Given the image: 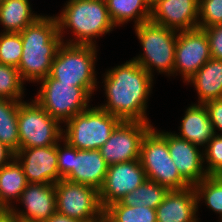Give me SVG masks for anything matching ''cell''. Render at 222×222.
I'll return each mask as SVG.
<instances>
[{
  "mask_svg": "<svg viewBox=\"0 0 222 222\" xmlns=\"http://www.w3.org/2000/svg\"><path fill=\"white\" fill-rule=\"evenodd\" d=\"M152 78L134 60L114 67L105 75L104 90L108 100L100 107L121 121L149 122L145 111Z\"/></svg>",
  "mask_w": 222,
  "mask_h": 222,
  "instance_id": "cell-1",
  "label": "cell"
},
{
  "mask_svg": "<svg viewBox=\"0 0 222 222\" xmlns=\"http://www.w3.org/2000/svg\"><path fill=\"white\" fill-rule=\"evenodd\" d=\"M20 35L23 50L18 72L23 81L39 82L50 74L57 50L63 43L57 18L40 16Z\"/></svg>",
  "mask_w": 222,
  "mask_h": 222,
  "instance_id": "cell-2",
  "label": "cell"
},
{
  "mask_svg": "<svg viewBox=\"0 0 222 222\" xmlns=\"http://www.w3.org/2000/svg\"><path fill=\"white\" fill-rule=\"evenodd\" d=\"M56 18L61 39L67 27L77 36L75 42L71 40L67 44L95 45L94 37L112 31L115 26L105 0H69Z\"/></svg>",
  "mask_w": 222,
  "mask_h": 222,
  "instance_id": "cell-3",
  "label": "cell"
},
{
  "mask_svg": "<svg viewBox=\"0 0 222 222\" xmlns=\"http://www.w3.org/2000/svg\"><path fill=\"white\" fill-rule=\"evenodd\" d=\"M95 46L63 42L57 50L49 75L61 83L82 87L92 96L97 86Z\"/></svg>",
  "mask_w": 222,
  "mask_h": 222,
  "instance_id": "cell-4",
  "label": "cell"
},
{
  "mask_svg": "<svg viewBox=\"0 0 222 222\" xmlns=\"http://www.w3.org/2000/svg\"><path fill=\"white\" fill-rule=\"evenodd\" d=\"M139 160L148 180L155 181L169 190L191 187L180 175L170 157L167 132H158L152 126L142 140Z\"/></svg>",
  "mask_w": 222,
  "mask_h": 222,
  "instance_id": "cell-5",
  "label": "cell"
},
{
  "mask_svg": "<svg viewBox=\"0 0 222 222\" xmlns=\"http://www.w3.org/2000/svg\"><path fill=\"white\" fill-rule=\"evenodd\" d=\"M122 121L101 107L87 108L69 119L64 137L78 150L99 149Z\"/></svg>",
  "mask_w": 222,
  "mask_h": 222,
  "instance_id": "cell-6",
  "label": "cell"
},
{
  "mask_svg": "<svg viewBox=\"0 0 222 222\" xmlns=\"http://www.w3.org/2000/svg\"><path fill=\"white\" fill-rule=\"evenodd\" d=\"M135 32L145 54L144 56L141 54L133 60L142 66L151 77H153V66L159 73L173 74L178 31L147 21L135 26Z\"/></svg>",
  "mask_w": 222,
  "mask_h": 222,
  "instance_id": "cell-7",
  "label": "cell"
},
{
  "mask_svg": "<svg viewBox=\"0 0 222 222\" xmlns=\"http://www.w3.org/2000/svg\"><path fill=\"white\" fill-rule=\"evenodd\" d=\"M63 141V149L57 144L58 172L61 179L92 186L99 191L109 166L99 149L78 150L64 139Z\"/></svg>",
  "mask_w": 222,
  "mask_h": 222,
  "instance_id": "cell-8",
  "label": "cell"
},
{
  "mask_svg": "<svg viewBox=\"0 0 222 222\" xmlns=\"http://www.w3.org/2000/svg\"><path fill=\"white\" fill-rule=\"evenodd\" d=\"M17 123L20 148L57 145L64 134L60 122L51 117L36 100L19 103Z\"/></svg>",
  "mask_w": 222,
  "mask_h": 222,
  "instance_id": "cell-9",
  "label": "cell"
},
{
  "mask_svg": "<svg viewBox=\"0 0 222 222\" xmlns=\"http://www.w3.org/2000/svg\"><path fill=\"white\" fill-rule=\"evenodd\" d=\"M40 81L35 100L59 122L65 123L89 107L91 97L82 87L61 83L50 75Z\"/></svg>",
  "mask_w": 222,
  "mask_h": 222,
  "instance_id": "cell-10",
  "label": "cell"
},
{
  "mask_svg": "<svg viewBox=\"0 0 222 222\" xmlns=\"http://www.w3.org/2000/svg\"><path fill=\"white\" fill-rule=\"evenodd\" d=\"M56 211L81 222H99L104 218V209L99 200V191L88 185L61 179L55 183Z\"/></svg>",
  "mask_w": 222,
  "mask_h": 222,
  "instance_id": "cell-11",
  "label": "cell"
},
{
  "mask_svg": "<svg viewBox=\"0 0 222 222\" xmlns=\"http://www.w3.org/2000/svg\"><path fill=\"white\" fill-rule=\"evenodd\" d=\"M151 127L149 122L122 121L99 148L101 156L108 165L139 160L142 140Z\"/></svg>",
  "mask_w": 222,
  "mask_h": 222,
  "instance_id": "cell-12",
  "label": "cell"
},
{
  "mask_svg": "<svg viewBox=\"0 0 222 222\" xmlns=\"http://www.w3.org/2000/svg\"><path fill=\"white\" fill-rule=\"evenodd\" d=\"M209 41L202 29L180 31L177 34L174 71L188 81L209 59Z\"/></svg>",
  "mask_w": 222,
  "mask_h": 222,
  "instance_id": "cell-13",
  "label": "cell"
},
{
  "mask_svg": "<svg viewBox=\"0 0 222 222\" xmlns=\"http://www.w3.org/2000/svg\"><path fill=\"white\" fill-rule=\"evenodd\" d=\"M140 160L116 163L108 166L106 178L99 190V200L103 209L120 201L146 180Z\"/></svg>",
  "mask_w": 222,
  "mask_h": 222,
  "instance_id": "cell-14",
  "label": "cell"
},
{
  "mask_svg": "<svg viewBox=\"0 0 222 222\" xmlns=\"http://www.w3.org/2000/svg\"><path fill=\"white\" fill-rule=\"evenodd\" d=\"M15 159L22 166L28 183L55 184L61 180L58 172L57 145L20 148L15 153Z\"/></svg>",
  "mask_w": 222,
  "mask_h": 222,
  "instance_id": "cell-15",
  "label": "cell"
},
{
  "mask_svg": "<svg viewBox=\"0 0 222 222\" xmlns=\"http://www.w3.org/2000/svg\"><path fill=\"white\" fill-rule=\"evenodd\" d=\"M199 0H158L151 7L150 21L185 31L198 28Z\"/></svg>",
  "mask_w": 222,
  "mask_h": 222,
  "instance_id": "cell-16",
  "label": "cell"
},
{
  "mask_svg": "<svg viewBox=\"0 0 222 222\" xmlns=\"http://www.w3.org/2000/svg\"><path fill=\"white\" fill-rule=\"evenodd\" d=\"M19 200L26 211L11 209L21 222H45L57 212L55 184L28 183Z\"/></svg>",
  "mask_w": 222,
  "mask_h": 222,
  "instance_id": "cell-17",
  "label": "cell"
},
{
  "mask_svg": "<svg viewBox=\"0 0 222 222\" xmlns=\"http://www.w3.org/2000/svg\"><path fill=\"white\" fill-rule=\"evenodd\" d=\"M167 142L170 157L175 163L180 175L191 185L201 182L208 176L203 168V153L197 145L167 132Z\"/></svg>",
  "mask_w": 222,
  "mask_h": 222,
  "instance_id": "cell-18",
  "label": "cell"
},
{
  "mask_svg": "<svg viewBox=\"0 0 222 222\" xmlns=\"http://www.w3.org/2000/svg\"><path fill=\"white\" fill-rule=\"evenodd\" d=\"M198 203L194 187L170 190L157 206V222H198Z\"/></svg>",
  "mask_w": 222,
  "mask_h": 222,
  "instance_id": "cell-19",
  "label": "cell"
},
{
  "mask_svg": "<svg viewBox=\"0 0 222 222\" xmlns=\"http://www.w3.org/2000/svg\"><path fill=\"white\" fill-rule=\"evenodd\" d=\"M185 113L180 127L181 134L175 135L197 146L208 144L216 131H214L205 105L199 103L191 105Z\"/></svg>",
  "mask_w": 222,
  "mask_h": 222,
  "instance_id": "cell-20",
  "label": "cell"
},
{
  "mask_svg": "<svg viewBox=\"0 0 222 222\" xmlns=\"http://www.w3.org/2000/svg\"><path fill=\"white\" fill-rule=\"evenodd\" d=\"M187 82L194 84L200 104L222 99V60L209 59Z\"/></svg>",
  "mask_w": 222,
  "mask_h": 222,
  "instance_id": "cell-21",
  "label": "cell"
},
{
  "mask_svg": "<svg viewBox=\"0 0 222 222\" xmlns=\"http://www.w3.org/2000/svg\"><path fill=\"white\" fill-rule=\"evenodd\" d=\"M27 178L20 163L14 158L8 165L0 168V209H11L10 200L17 199L26 186Z\"/></svg>",
  "mask_w": 222,
  "mask_h": 222,
  "instance_id": "cell-22",
  "label": "cell"
},
{
  "mask_svg": "<svg viewBox=\"0 0 222 222\" xmlns=\"http://www.w3.org/2000/svg\"><path fill=\"white\" fill-rule=\"evenodd\" d=\"M29 1L5 0L0 2V22L4 33H20L33 24L40 15H32Z\"/></svg>",
  "mask_w": 222,
  "mask_h": 222,
  "instance_id": "cell-23",
  "label": "cell"
},
{
  "mask_svg": "<svg viewBox=\"0 0 222 222\" xmlns=\"http://www.w3.org/2000/svg\"><path fill=\"white\" fill-rule=\"evenodd\" d=\"M109 15L115 26L135 18V26L150 21V0H105Z\"/></svg>",
  "mask_w": 222,
  "mask_h": 222,
  "instance_id": "cell-24",
  "label": "cell"
},
{
  "mask_svg": "<svg viewBox=\"0 0 222 222\" xmlns=\"http://www.w3.org/2000/svg\"><path fill=\"white\" fill-rule=\"evenodd\" d=\"M21 101L0 99V141L15 153L20 149L18 107Z\"/></svg>",
  "mask_w": 222,
  "mask_h": 222,
  "instance_id": "cell-25",
  "label": "cell"
},
{
  "mask_svg": "<svg viewBox=\"0 0 222 222\" xmlns=\"http://www.w3.org/2000/svg\"><path fill=\"white\" fill-rule=\"evenodd\" d=\"M170 190L155 181L146 179L131 193L126 194L120 202L130 207H149L157 209Z\"/></svg>",
  "mask_w": 222,
  "mask_h": 222,
  "instance_id": "cell-26",
  "label": "cell"
},
{
  "mask_svg": "<svg viewBox=\"0 0 222 222\" xmlns=\"http://www.w3.org/2000/svg\"><path fill=\"white\" fill-rule=\"evenodd\" d=\"M104 219L107 222H157L156 209L145 206L130 207L120 201L104 209Z\"/></svg>",
  "mask_w": 222,
  "mask_h": 222,
  "instance_id": "cell-27",
  "label": "cell"
},
{
  "mask_svg": "<svg viewBox=\"0 0 222 222\" xmlns=\"http://www.w3.org/2000/svg\"><path fill=\"white\" fill-rule=\"evenodd\" d=\"M193 187L196 192L197 203L201 198H204L207 206L214 212L220 213L222 217V178L218 175H208Z\"/></svg>",
  "mask_w": 222,
  "mask_h": 222,
  "instance_id": "cell-28",
  "label": "cell"
},
{
  "mask_svg": "<svg viewBox=\"0 0 222 222\" xmlns=\"http://www.w3.org/2000/svg\"><path fill=\"white\" fill-rule=\"evenodd\" d=\"M23 80L18 69L0 63V99L21 101Z\"/></svg>",
  "mask_w": 222,
  "mask_h": 222,
  "instance_id": "cell-29",
  "label": "cell"
},
{
  "mask_svg": "<svg viewBox=\"0 0 222 222\" xmlns=\"http://www.w3.org/2000/svg\"><path fill=\"white\" fill-rule=\"evenodd\" d=\"M22 50L20 33L0 34V63L18 68Z\"/></svg>",
  "mask_w": 222,
  "mask_h": 222,
  "instance_id": "cell-30",
  "label": "cell"
},
{
  "mask_svg": "<svg viewBox=\"0 0 222 222\" xmlns=\"http://www.w3.org/2000/svg\"><path fill=\"white\" fill-rule=\"evenodd\" d=\"M199 16V29L222 24V0H199Z\"/></svg>",
  "mask_w": 222,
  "mask_h": 222,
  "instance_id": "cell-31",
  "label": "cell"
},
{
  "mask_svg": "<svg viewBox=\"0 0 222 222\" xmlns=\"http://www.w3.org/2000/svg\"><path fill=\"white\" fill-rule=\"evenodd\" d=\"M204 151L208 175H218L222 171V135L215 134L207 144Z\"/></svg>",
  "mask_w": 222,
  "mask_h": 222,
  "instance_id": "cell-32",
  "label": "cell"
},
{
  "mask_svg": "<svg viewBox=\"0 0 222 222\" xmlns=\"http://www.w3.org/2000/svg\"><path fill=\"white\" fill-rule=\"evenodd\" d=\"M208 38L211 57L222 60V24L202 29Z\"/></svg>",
  "mask_w": 222,
  "mask_h": 222,
  "instance_id": "cell-33",
  "label": "cell"
},
{
  "mask_svg": "<svg viewBox=\"0 0 222 222\" xmlns=\"http://www.w3.org/2000/svg\"><path fill=\"white\" fill-rule=\"evenodd\" d=\"M204 105L208 111L214 131L216 127L219 129L218 131H222V99L212 100Z\"/></svg>",
  "mask_w": 222,
  "mask_h": 222,
  "instance_id": "cell-34",
  "label": "cell"
},
{
  "mask_svg": "<svg viewBox=\"0 0 222 222\" xmlns=\"http://www.w3.org/2000/svg\"><path fill=\"white\" fill-rule=\"evenodd\" d=\"M14 158H15V152L0 141V168L5 165H8L10 161H13L11 159Z\"/></svg>",
  "mask_w": 222,
  "mask_h": 222,
  "instance_id": "cell-35",
  "label": "cell"
},
{
  "mask_svg": "<svg viewBox=\"0 0 222 222\" xmlns=\"http://www.w3.org/2000/svg\"><path fill=\"white\" fill-rule=\"evenodd\" d=\"M0 222H21L12 209H0Z\"/></svg>",
  "mask_w": 222,
  "mask_h": 222,
  "instance_id": "cell-36",
  "label": "cell"
},
{
  "mask_svg": "<svg viewBox=\"0 0 222 222\" xmlns=\"http://www.w3.org/2000/svg\"><path fill=\"white\" fill-rule=\"evenodd\" d=\"M45 222H81V221L69 218L67 216H64V215L56 212Z\"/></svg>",
  "mask_w": 222,
  "mask_h": 222,
  "instance_id": "cell-37",
  "label": "cell"
},
{
  "mask_svg": "<svg viewBox=\"0 0 222 222\" xmlns=\"http://www.w3.org/2000/svg\"><path fill=\"white\" fill-rule=\"evenodd\" d=\"M157 1H158V0H150L151 7H152Z\"/></svg>",
  "mask_w": 222,
  "mask_h": 222,
  "instance_id": "cell-38",
  "label": "cell"
},
{
  "mask_svg": "<svg viewBox=\"0 0 222 222\" xmlns=\"http://www.w3.org/2000/svg\"><path fill=\"white\" fill-rule=\"evenodd\" d=\"M218 176H220L222 178V171L218 174Z\"/></svg>",
  "mask_w": 222,
  "mask_h": 222,
  "instance_id": "cell-39",
  "label": "cell"
},
{
  "mask_svg": "<svg viewBox=\"0 0 222 222\" xmlns=\"http://www.w3.org/2000/svg\"><path fill=\"white\" fill-rule=\"evenodd\" d=\"M99 222H107L104 218L101 220V221H99Z\"/></svg>",
  "mask_w": 222,
  "mask_h": 222,
  "instance_id": "cell-40",
  "label": "cell"
}]
</instances>
